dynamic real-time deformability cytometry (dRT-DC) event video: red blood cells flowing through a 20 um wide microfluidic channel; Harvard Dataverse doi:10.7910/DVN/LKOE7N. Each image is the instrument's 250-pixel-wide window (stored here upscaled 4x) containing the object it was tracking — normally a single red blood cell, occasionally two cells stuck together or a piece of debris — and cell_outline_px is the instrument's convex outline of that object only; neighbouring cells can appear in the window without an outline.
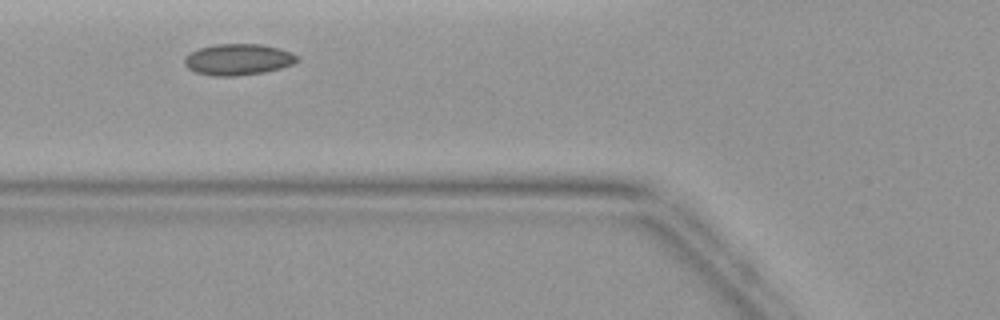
{"species": "common noctule bat (a hibernating species)", "species_latin": "Nyctalus noctula", "temperature_condition": "warm", "stored_images_in_passage": 2, "camera_frame_rate_fps": 3000, "um_per_image_px": 0.085, "animal": {"sex": "female", "body_mass_g": 19.9}, "frame": {"image": 1, "passage_image": 2, "time_ms": 1.0, "image_size_px": [1000, 320], "cell_outline_px": [[300, 60], [292, 64], [280, 68], [264, 72], [236, 76], [212, 76], [196, 72], [188, 68], [184, 64], [184, 56], [200, 48], [216, 44], [260, 44], [280, 48], [292, 52], [300, 56]], "centroid_in_image_um": [20.27, 5.05], "position_along_channel_um": 105.5, "area_um2": 20.63}}